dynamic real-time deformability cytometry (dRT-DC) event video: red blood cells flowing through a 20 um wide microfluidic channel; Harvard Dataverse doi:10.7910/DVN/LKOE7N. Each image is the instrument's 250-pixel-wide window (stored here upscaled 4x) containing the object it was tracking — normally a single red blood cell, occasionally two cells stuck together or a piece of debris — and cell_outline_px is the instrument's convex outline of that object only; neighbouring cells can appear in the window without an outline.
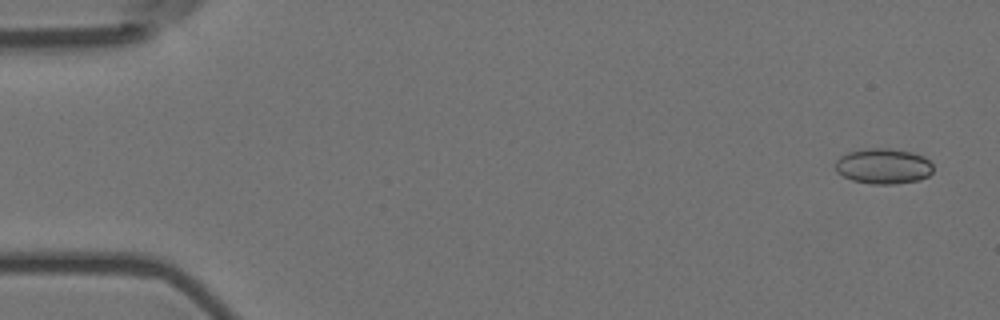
{"species": "Egyptian fruit bat (a non-hibernating species)", "species_latin": "Rousettus aegyptiacus", "temperature_condition": "room temperature", "stored_images_in_passage": 6, "camera_frame_rate_fps": 3000, "um_per_image_px": 0.085, "animal": {"sex": "female"}, "frame": {"image": 1, "passage_image": 1, "time_ms": 0.0, "image_size_px": [1000, 320], "cell_outline_px": [[932, 172], [928, 176], [916, 180], [892, 184], [872, 184], [852, 180], [836, 172], [836, 160], [840, 156], [848, 152], [868, 148], [888, 148], [912, 152], [924, 156], [932, 164]], "centroid_in_image_um": [75.07, 14.11], "position_along_channel_um": 9.9, "area_um2": 20.11}}